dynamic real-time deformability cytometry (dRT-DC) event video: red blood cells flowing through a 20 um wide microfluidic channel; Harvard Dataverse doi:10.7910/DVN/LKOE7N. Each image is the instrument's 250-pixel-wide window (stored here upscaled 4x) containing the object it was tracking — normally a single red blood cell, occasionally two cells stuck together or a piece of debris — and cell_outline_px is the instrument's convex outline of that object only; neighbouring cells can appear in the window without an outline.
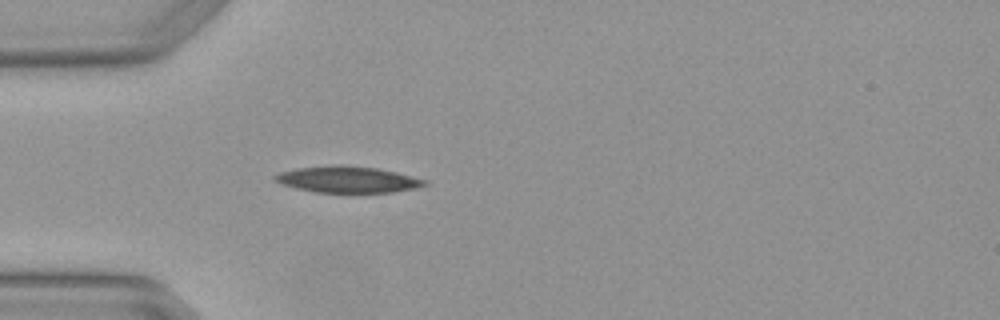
{"species": "Egyptian fruit bat (a non-hibernating species)", "species_latin": "Rousettus aegyptiacus", "temperature_condition": "warm", "stored_images_in_passage": 2, "camera_frame_rate_fps": 3000, "um_per_image_px": 0.085, "animal": {"sex": "female"}, "frame": {"image": 1, "passage_image": 2, "time_ms": 0.333, "image_size_px": [1000, 320], "cell_outline_px": [[428, 184], [412, 188], [392, 192], [316, 192], [296, 188], [280, 184], [272, 180], [272, 176], [280, 172], [296, 168], [336, 164], [344, 164], [376, 168], [396, 172], [428, 180]], "centroid_in_image_um": [29.49, 15.24], "position_along_channel_um": 55.5, "area_um2": 23.06}}